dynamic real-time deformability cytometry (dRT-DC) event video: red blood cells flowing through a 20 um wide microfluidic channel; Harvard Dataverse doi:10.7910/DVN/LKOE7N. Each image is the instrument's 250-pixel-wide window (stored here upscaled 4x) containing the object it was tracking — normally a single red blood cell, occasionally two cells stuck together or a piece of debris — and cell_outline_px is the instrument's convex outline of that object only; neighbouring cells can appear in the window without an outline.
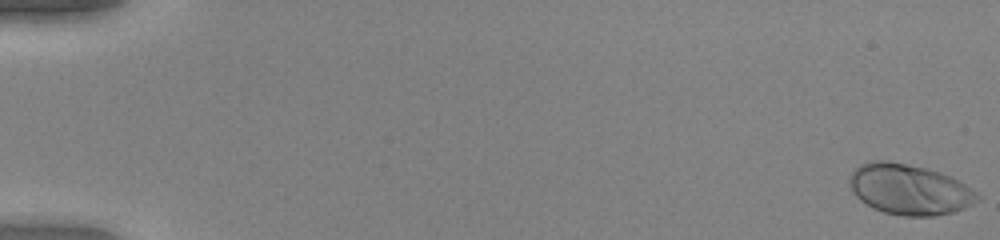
{"species": "human", "species_latin": "Homo sapiens", "temperature_condition": "warm", "stored_images_in_passage": 52, "camera_frame_rate_fps": 3000, "um_per_image_px": 0.085, "donor": {"sex": "female"}, "frame": {"image": 1, "passage_image": 1, "time_ms": 0.0, "image_size_px": [1000, 240], "cell_outline_px": [[980, 196], [972, 204], [956, 212], [932, 216], [904, 216], [884, 212], [872, 208], [860, 200], [852, 192], [848, 184], [848, 180], [852, 172], [860, 164], [868, 160], [884, 160], [924, 168], [948, 176], [964, 184], [976, 192]], "centroid_in_image_um": [77.23, 16.11], "position_along_channel_um": 7.8, "area_um2": 37.4}}
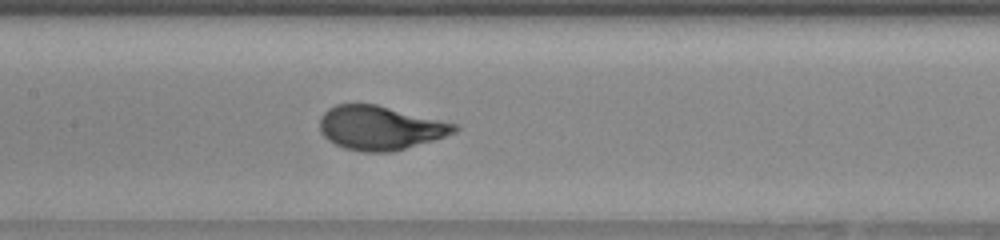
{"frame": {"image": 2, "passage_image": 27, "time_ms": 8.667, "image_size_px": [1000, 240], "cell_outline_px": [[460, 128], [456, 132], [432, 140], [392, 152], [364, 152], [344, 148], [328, 140], [320, 132], [320, 116], [328, 108], [336, 104], [376, 104], [460, 124]], "centroid_in_image_um": [32.32, 10.86], "position_along_channel_um": 175.1, "area_um2": 34.62}}
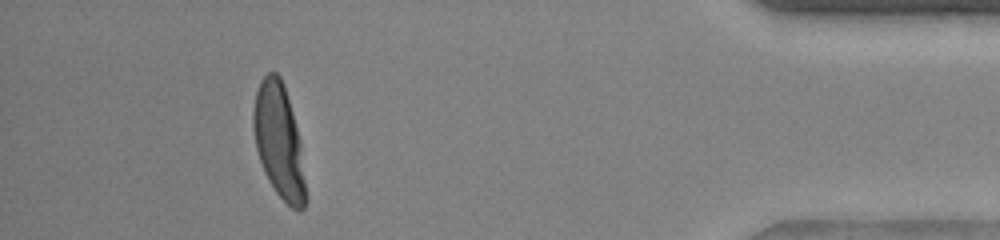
{"frame": {"image": 3, "passage_image": 48, "time_ms": 15.667, "image_size_px": [1000, 240], "cell_outline_px": [[304, 208], [300, 212], [296, 212], [276, 192], [268, 180], [264, 172], [256, 148], [252, 128], [252, 112], [256, 92], [260, 80], [268, 72], [276, 72], [280, 76], [292, 112], [300, 140], [304, 180]], "centroid_in_image_um": [23.67, 11.97], "position_along_channel_um": 411.5, "area_um2": 34.28}, "authors_computed_cell_mechanics": {"area_um2": 34.3621, "velocity_mm_per_s": 4.0725, "shape_relaxation_time_tau1_ms": 3.0976, "shape_relaxation_time_tau2_ms": null, "deformation_change_tau1": 0.2244, "deformation_change_tau2": null}}